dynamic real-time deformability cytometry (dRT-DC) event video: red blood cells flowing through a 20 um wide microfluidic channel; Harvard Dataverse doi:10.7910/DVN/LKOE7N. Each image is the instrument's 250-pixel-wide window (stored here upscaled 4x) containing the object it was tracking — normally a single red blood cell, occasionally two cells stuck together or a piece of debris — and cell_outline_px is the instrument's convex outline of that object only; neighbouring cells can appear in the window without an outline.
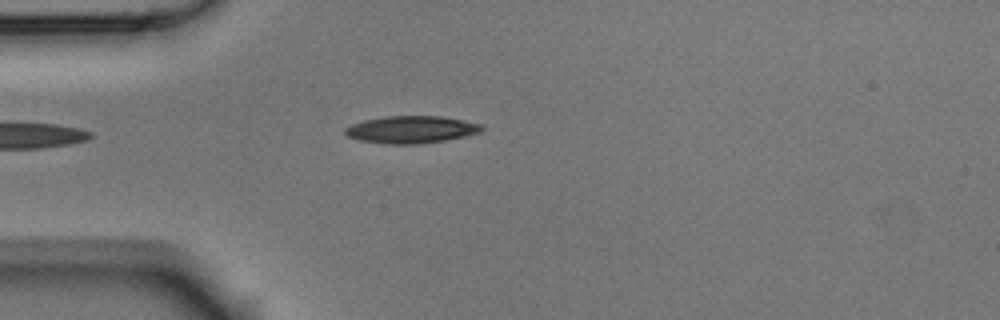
{"species": "Egyptian fruit bat (a non-hibernating species)", "species_latin": "Rousettus aegyptiacus", "temperature_condition": "room temperature", "stored_images_in_passage": 1, "camera_frame_rate_fps": 3000, "um_per_image_px": 0.085, "animal": {"sex": "male"}, "frame": {"image": 1, "passage_image": 1, "time_ms": 0.0, "image_size_px": [1000, 320], "cell_outline_px": [[484, 128], [480, 132], [464, 136], [444, 140], [416, 144], [384, 144], [360, 140], [348, 136], [344, 132], [344, 128], [352, 124], [364, 120], [384, 116], [440, 116], [480, 124]], "centroid_in_image_um": [34.9, 11.01], "position_along_channel_um": 50.1, "area_um2": 21.5}}